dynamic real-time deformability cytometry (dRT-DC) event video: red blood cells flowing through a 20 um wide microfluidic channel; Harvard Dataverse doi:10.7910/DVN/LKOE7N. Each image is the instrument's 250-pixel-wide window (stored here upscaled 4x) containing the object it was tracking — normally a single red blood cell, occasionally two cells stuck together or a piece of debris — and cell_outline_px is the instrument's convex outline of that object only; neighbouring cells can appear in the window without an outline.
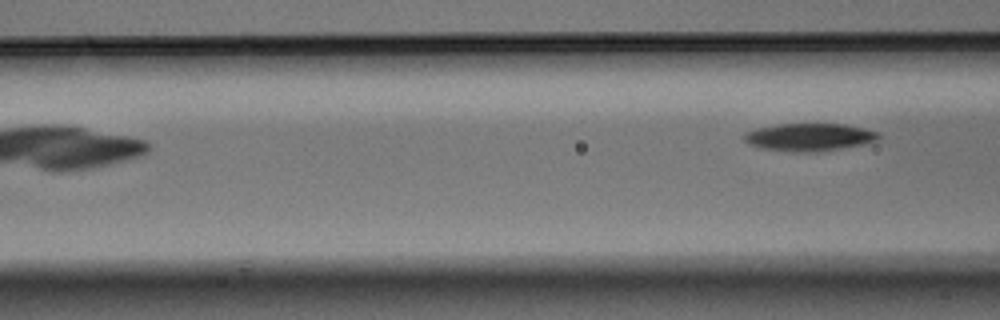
{"species": "Egyptian fruit bat (a non-hibernating species)", "species_latin": "Rousettus aegyptiacus", "temperature_condition": "warm", "stored_images_in_passage": 5, "camera_frame_rate_fps": 3000, "um_per_image_px": 0.085, "animal": {"sex": "male"}, "frame": {"image": 1, "passage_image": 5, "time_ms": 1.333, "image_size_px": [1000, 320], "cell_outline_px": [[880, 136], [872, 144], [816, 152], [792, 152], [760, 148], [748, 144], [744, 140], [744, 132], [756, 128], [780, 124], [844, 124], [864, 128], [876, 132]], "centroid_in_image_um": [68.8, 11.67], "position_along_channel_um": 97.8, "area_um2": 21.96}}